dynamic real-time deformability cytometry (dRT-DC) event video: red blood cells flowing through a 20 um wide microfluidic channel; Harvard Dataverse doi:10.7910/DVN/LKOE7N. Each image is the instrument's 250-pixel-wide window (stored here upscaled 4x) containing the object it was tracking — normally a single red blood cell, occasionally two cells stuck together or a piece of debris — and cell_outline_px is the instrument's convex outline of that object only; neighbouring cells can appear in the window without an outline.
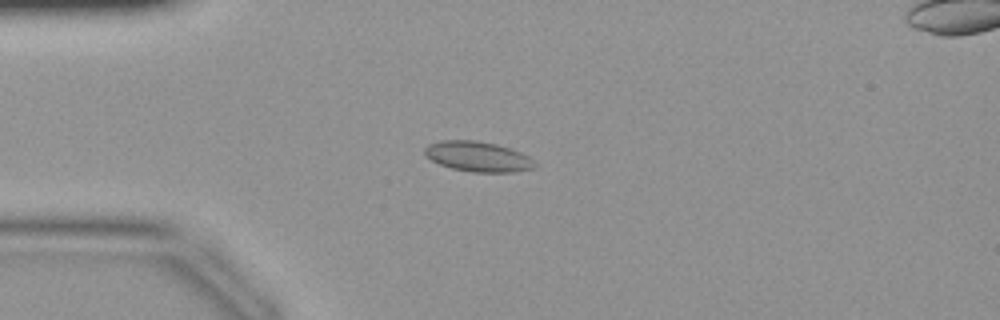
{"species": "common noctule bat (a hibernating species)", "species_latin": "Nyctalus noctula", "temperature_condition": "warm", "stored_images_in_passage": 43, "camera_frame_rate_fps": 3000, "um_per_image_px": 0.085, "animal": {"sex": "female", "body_mass_g": 19.9}, "frame": {"image": 1, "passage_image": 11, "time_ms": 3.333, "image_size_px": [1000, 320], "cell_outline_px": [[536, 168], [512, 172], [472, 172], [452, 168], [440, 164], [424, 156], [424, 148], [428, 144], [440, 140], [476, 140], [496, 144], [520, 152], [528, 156], [536, 164]], "centroid_in_image_um": [40.59, 13.3], "position_along_channel_um": 44.4, "area_um2": 19.36}}
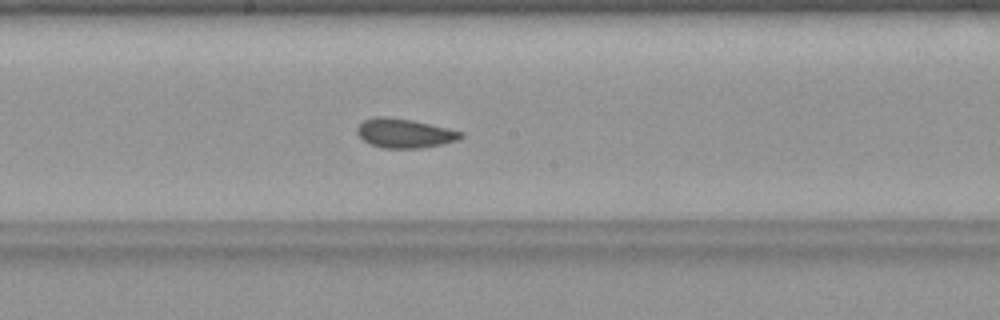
{"frame": {"image": 2, "passage_image": 23, "time_ms": 7.333, "image_size_px": [1000, 320], "cell_outline_px": [[464, 136], [456, 140], [440, 144], [420, 148], [384, 148], [372, 144], [364, 140], [356, 132], [356, 128], [364, 120], [372, 116], [388, 116], [412, 120], [448, 128], [464, 132]], "centroid_in_image_um": [34.37, 11.31], "position_along_channel_um": 213.8, "area_um2": 17.57}}
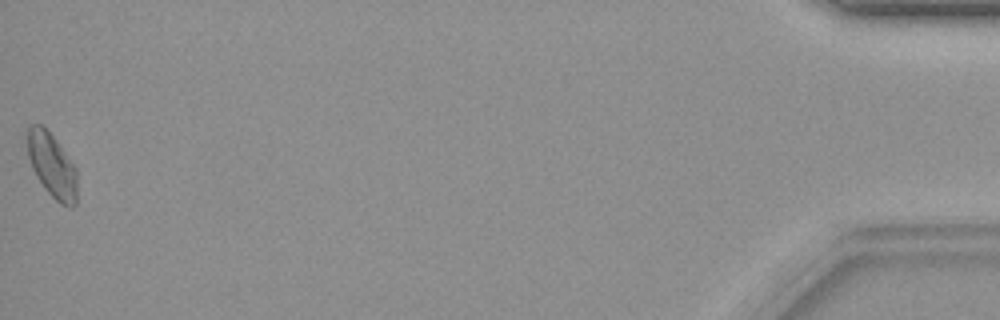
{"frame": {"image": 3, "passage_image": 43, "time_ms": 14.0, "image_size_px": [1000, 320], "cell_outline_px": [[76, 204], [72, 208], [68, 208], [60, 204], [44, 188], [36, 176], [32, 168], [28, 156], [24, 136], [24, 132], [28, 124], [40, 124], [56, 140], [76, 168]], "centroid_in_image_um": [4.36, 14.03], "position_along_channel_um": 430.8, "area_um2": 18.96}}